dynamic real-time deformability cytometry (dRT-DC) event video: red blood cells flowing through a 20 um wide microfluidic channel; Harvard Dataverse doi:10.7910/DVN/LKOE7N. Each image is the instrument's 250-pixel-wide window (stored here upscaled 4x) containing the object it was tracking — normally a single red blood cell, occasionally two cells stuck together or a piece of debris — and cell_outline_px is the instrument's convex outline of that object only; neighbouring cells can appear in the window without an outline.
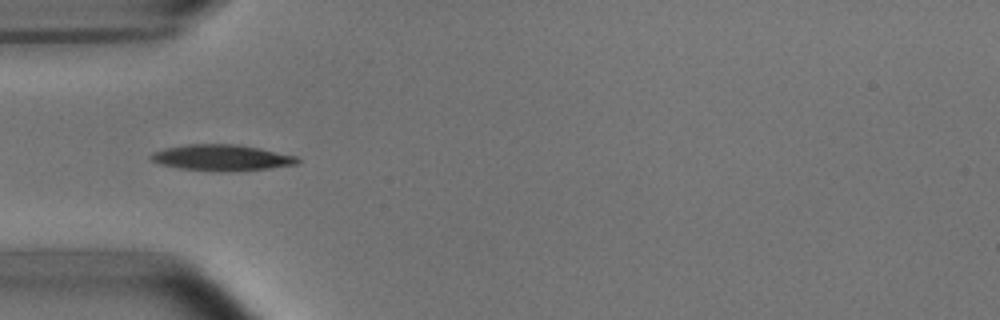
{"species": "common noctule bat (a hibernating species)", "species_latin": "Nyctalus noctula", "temperature_condition": "room temperature", "stored_images_in_passage": 5, "camera_frame_rate_fps": 3000, "um_per_image_px": 0.085, "animal": {"sex": "male", "body_mass_g": 15.6}, "frame": {"image": 1, "passage_image": 5, "time_ms": 4.333, "image_size_px": [1000, 320], "cell_outline_px": [[300, 164], [268, 168], [232, 172], [228, 172], [180, 168], [160, 164], [152, 160], [148, 156], [152, 152], [164, 148], [184, 144], [236, 144], [260, 148], [296, 156], [300, 160]], "centroid_in_image_um": [18.84, 13.4], "position_along_channel_um": 66.2, "area_um2": 22.37}}